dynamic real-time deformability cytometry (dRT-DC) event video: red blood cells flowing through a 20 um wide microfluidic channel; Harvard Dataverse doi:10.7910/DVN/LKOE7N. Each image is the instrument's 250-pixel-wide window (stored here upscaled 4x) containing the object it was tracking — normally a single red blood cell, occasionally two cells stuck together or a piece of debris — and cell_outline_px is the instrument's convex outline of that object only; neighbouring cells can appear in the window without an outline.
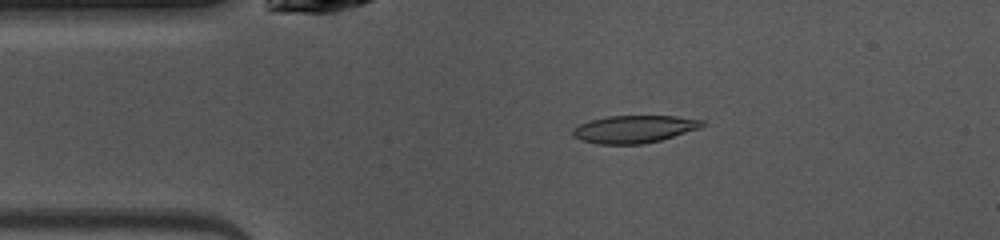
{"species": "common noctule bat (a hibernating species)", "species_latin": "Nyctalus noctula", "temperature_condition": "warm", "stored_images_in_passage": 6, "camera_frame_rate_fps": 3000, "um_per_image_px": 0.085, "animal": {"sex": "female", "body_mass_g": 10.0, "forearm_length_mm": 53.1}, "frame": {"image": 1, "passage_image": 3, "time_ms": 0.667, "image_size_px": [1000, 240], "cell_outline_px": [[704, 124], [700, 128], [660, 140], [640, 144], [596, 144], [580, 140], [572, 136], [572, 128], [588, 120], [608, 116], [676, 116], [704, 120]], "centroid_in_image_um": [53.85, 10.97], "position_along_channel_um": 31.1, "area_um2": 20.81}}